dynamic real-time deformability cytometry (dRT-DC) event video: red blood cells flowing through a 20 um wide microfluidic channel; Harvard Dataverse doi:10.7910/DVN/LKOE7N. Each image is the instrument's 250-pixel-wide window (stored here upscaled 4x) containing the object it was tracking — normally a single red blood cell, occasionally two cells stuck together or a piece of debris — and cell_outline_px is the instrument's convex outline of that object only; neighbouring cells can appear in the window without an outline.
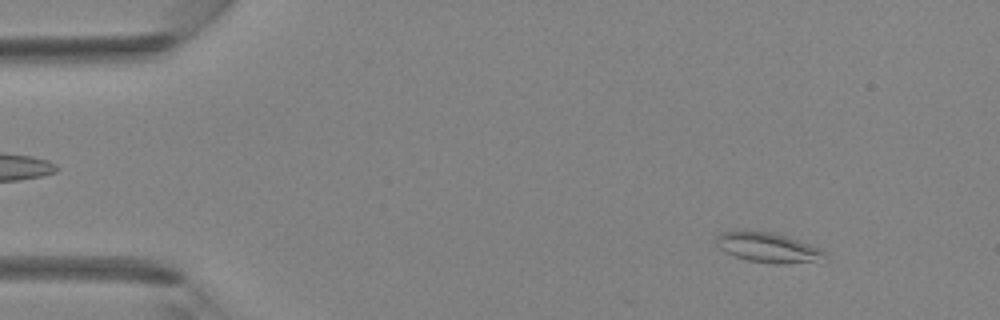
{"species": "Egyptian fruit bat (a non-hibernating species)", "species_latin": "Rousettus aegyptiacus", "temperature_condition": "room temperature", "stored_images_in_passage": 36, "camera_frame_rate_fps": 3000, "um_per_image_px": 0.085, "animal": {"sex": "female"}, "frame": {"image": 1, "passage_image": 4, "time_ms": 1.0, "image_size_px": [1000, 320], "cell_outline_px": [[828, 260], [780, 264], [776, 264], [748, 260], [736, 256], [720, 248], [716, 244], [716, 240], [720, 232], [744, 228], [772, 232], [808, 244], [824, 252], [828, 256]], "centroid_in_image_um": [65.25, 21.01], "position_along_channel_um": 19.8, "area_um2": 18.96}}
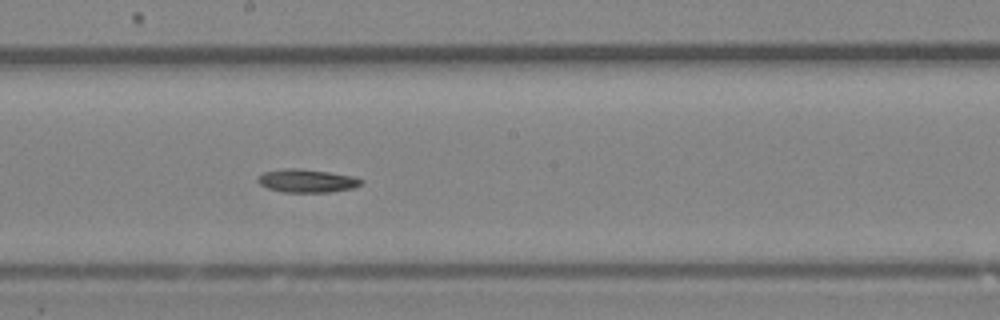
{"frame": {"image": 2, "passage_image": 22, "time_ms": 7.0, "image_size_px": [1000, 320], "cell_outline_px": [[364, 184], [352, 188], [328, 192], [284, 192], [268, 188], [260, 184], [256, 180], [256, 176], [264, 172], [284, 168], [300, 168], [328, 172], [352, 176], [364, 180]], "centroid_in_image_um": [26.07, 15.36], "position_along_channel_um": 222.1, "area_um2": 14.05}}
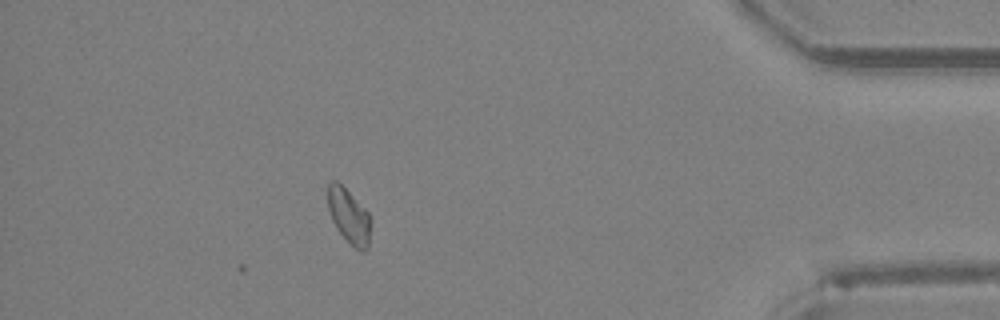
{"frame": {"image": 3, "passage_image": 36, "time_ms": 11.667, "image_size_px": [1000, 320], "cell_outline_px": [[372, 220], [368, 248], [364, 252], [360, 252], [336, 228], [332, 220], [328, 208], [328, 184], [332, 180], [336, 180], [368, 212]], "centroid_in_image_um": [29.68, 18.39], "position_along_channel_um": 405.5, "area_um2": 13.53}}